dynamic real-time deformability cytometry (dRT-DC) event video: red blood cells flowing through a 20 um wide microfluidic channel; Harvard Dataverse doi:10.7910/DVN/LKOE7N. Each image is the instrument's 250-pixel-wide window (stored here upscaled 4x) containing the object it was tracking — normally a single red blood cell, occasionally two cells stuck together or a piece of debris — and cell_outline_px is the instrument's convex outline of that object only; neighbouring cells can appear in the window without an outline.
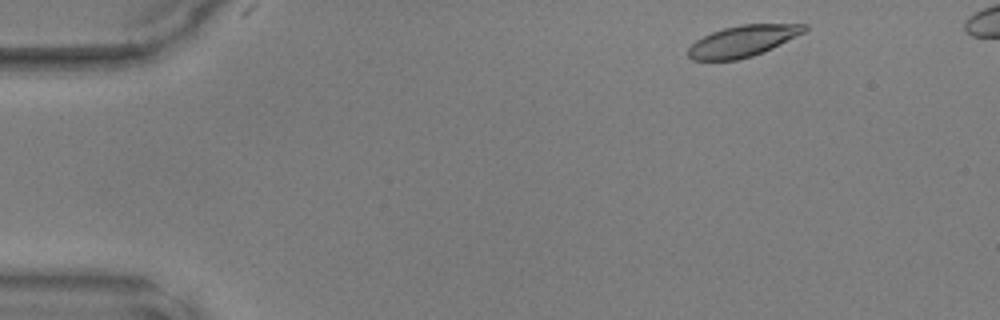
{"species": "common noctule bat (a hibernating species)", "species_latin": "Nyctalus noctula", "temperature_condition": "warm", "stored_images_in_passage": 4, "camera_frame_rate_fps": 3000, "um_per_image_px": 0.085, "animal": {"sex": "male", "body_mass_g": 17.9, "forearm_length_mm": 54.2}, "frame": {"image": 1, "passage_image": 2, "time_ms": 0.333, "image_size_px": [1000, 320], "cell_outline_px": [[808, 28], [804, 32], [764, 52], [752, 56], [736, 60], [692, 60], [688, 56], [688, 48], [696, 40], [712, 32], [724, 28], [740, 24], [808, 24]], "centroid_in_image_um": [63.13, 3.49], "position_along_channel_um": 21.9, "area_um2": 21.04}}